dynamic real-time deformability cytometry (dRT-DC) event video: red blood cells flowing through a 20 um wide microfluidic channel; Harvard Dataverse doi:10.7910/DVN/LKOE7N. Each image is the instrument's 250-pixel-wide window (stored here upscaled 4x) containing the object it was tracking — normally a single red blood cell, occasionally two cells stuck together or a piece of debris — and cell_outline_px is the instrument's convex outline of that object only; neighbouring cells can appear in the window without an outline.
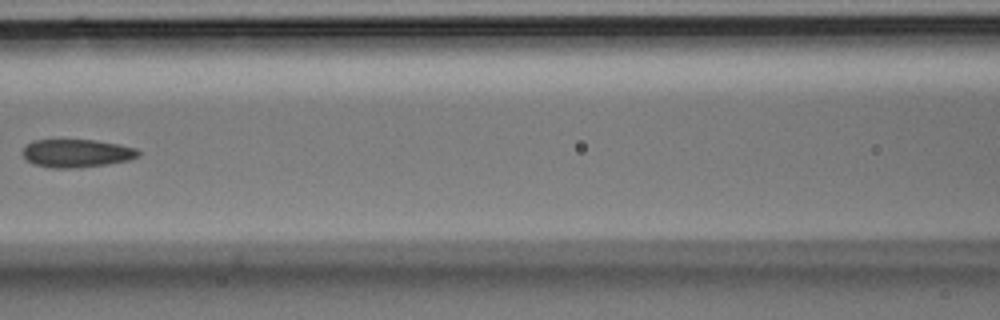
{"species": "Egyptian fruit bat (a non-hibernating species)", "species_latin": "Rousettus aegyptiacus", "temperature_condition": "room temperature", "stored_images_in_passage": 7, "camera_frame_rate_fps": 3000, "um_per_image_px": 0.085, "animal": {"sex": "male"}, "frame": {"image": 1, "passage_image": 6, "time_ms": 1.667, "image_size_px": [1000, 320], "cell_outline_px": [[140, 156], [128, 160], [104, 164], [72, 168], [52, 168], [32, 164], [20, 152], [32, 140], [92, 140], [120, 144], [136, 148], [140, 152]], "centroid_in_image_um": [6.5, 13.02], "position_along_channel_um": 160.1, "area_um2": 18.84}}
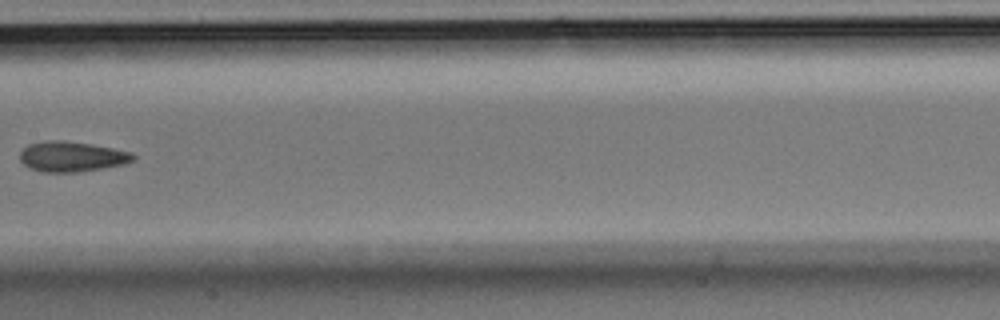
{"frame": {"image": 2, "passage_image": 7, "time_ms": 2.0, "image_size_px": [1000, 320], "cell_outline_px": [[136, 156], [132, 160], [124, 164], [104, 168], [76, 172], [44, 172], [32, 168], [24, 164], [20, 160], [20, 152], [28, 144], [48, 140], [64, 140], [92, 144], [132, 152]], "centroid_in_image_um": [6.11, 13.3], "position_along_channel_um": 201.3, "area_um2": 19.88}}